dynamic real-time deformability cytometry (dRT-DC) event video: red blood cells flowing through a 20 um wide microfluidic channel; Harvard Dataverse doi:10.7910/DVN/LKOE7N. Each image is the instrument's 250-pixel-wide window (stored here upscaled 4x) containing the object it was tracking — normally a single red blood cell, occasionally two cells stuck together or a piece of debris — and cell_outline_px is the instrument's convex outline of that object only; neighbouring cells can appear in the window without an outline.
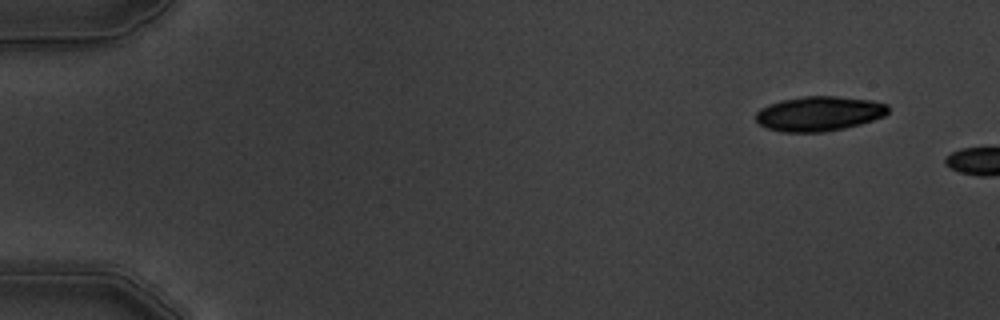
{"species": "common noctule bat (a hibernating species)", "species_latin": "Nyctalus noctula", "temperature_condition": "warm", "stored_images_in_passage": 3, "camera_frame_rate_fps": 3000, "um_per_image_px": 0.085, "animal": {"sex": "male", "body_mass_g": 19.5, "forearm_length_mm": 54.6}, "frame": {"image": 1, "passage_image": 1, "time_ms": 0.0, "image_size_px": [1000, 320], "cell_outline_px": [[888, 112], [884, 116], [860, 124], [844, 128], [824, 132], [784, 132], [768, 128], [760, 124], [756, 120], [756, 112], [760, 108], [768, 104], [780, 100], [804, 96], [836, 96], [872, 100], [888, 104]], "centroid_in_image_um": [69.62, 9.65], "position_along_channel_um": 15.4, "area_um2": 26.82}}